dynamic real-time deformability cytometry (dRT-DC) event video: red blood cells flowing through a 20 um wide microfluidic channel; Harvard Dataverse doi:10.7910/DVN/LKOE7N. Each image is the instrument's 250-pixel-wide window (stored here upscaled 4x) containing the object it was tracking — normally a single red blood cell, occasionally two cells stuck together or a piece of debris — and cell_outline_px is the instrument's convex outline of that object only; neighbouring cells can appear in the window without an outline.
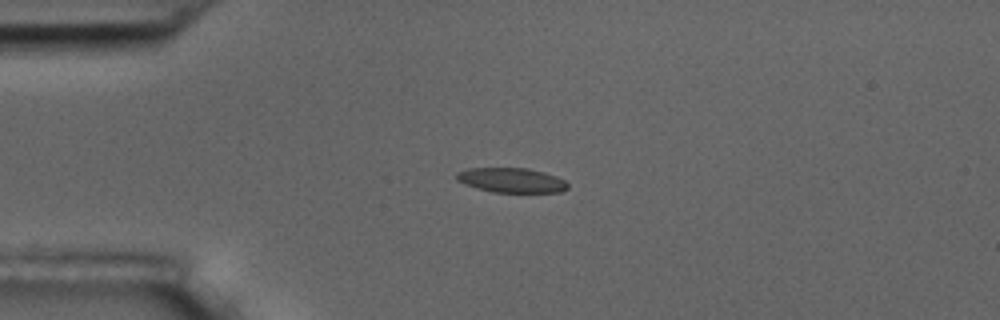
{"species": "common noctule bat (a hibernating species)", "species_latin": "Nyctalus noctula", "temperature_condition": "room temperature", "stored_images_in_passage": 4, "camera_frame_rate_fps": 3000, "um_per_image_px": 0.085, "animal": {"sex": "male", "body_mass_g": 17.5, "forearm_length_mm": 52.3}, "frame": {"image": 1, "passage_image": 3, "time_ms": 3.333, "image_size_px": [1000, 320], "cell_outline_px": [[568, 188], [560, 192], [492, 192], [476, 188], [456, 180], [456, 172], [468, 168], [528, 168], [544, 172], [556, 176], [564, 180], [568, 184]], "centroid_in_image_um": [43.46, 15.31], "position_along_channel_um": 41.5, "area_um2": 16.01}}